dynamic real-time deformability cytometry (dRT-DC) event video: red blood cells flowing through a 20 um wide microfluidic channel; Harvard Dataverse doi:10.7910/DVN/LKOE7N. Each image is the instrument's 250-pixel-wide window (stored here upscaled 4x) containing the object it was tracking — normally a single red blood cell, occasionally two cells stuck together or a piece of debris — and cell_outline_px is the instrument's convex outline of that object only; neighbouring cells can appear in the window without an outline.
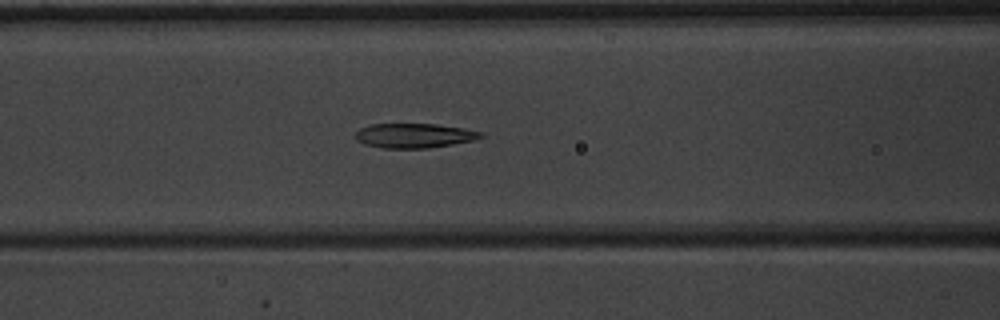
{"species": "common noctule bat (a hibernating species)", "species_latin": "Nyctalus noctula", "temperature_condition": "warm", "stored_images_in_passage": 51, "camera_frame_rate_fps": 3000, "um_per_image_px": 0.085, "animal": {"sex": "male", "body_mass_g": 20.1, "forearm_length_mm": 53.5}, "frame": {"image": 1, "passage_image": 21, "time_ms": 6.667, "image_size_px": [1000, 320], "cell_outline_px": [[484, 136], [476, 140], [428, 148], [380, 148], [364, 144], [356, 140], [356, 132], [360, 128], [372, 124], [436, 124], [464, 128], [484, 132]], "centroid_in_image_um": [35.23, 11.53], "position_along_channel_um": 131.4, "area_um2": 18.03}}
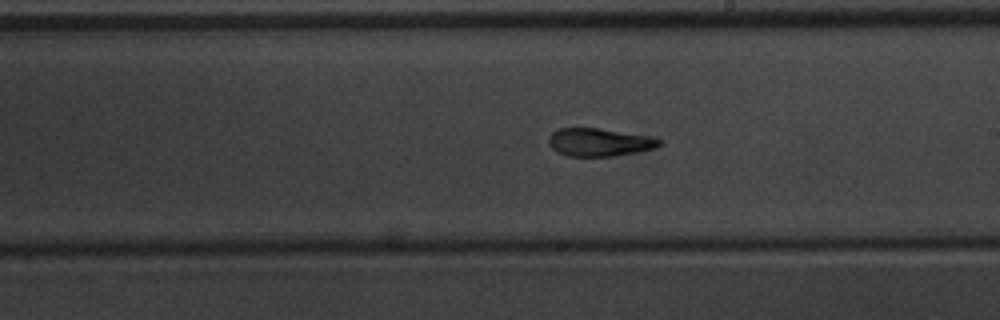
{"frame": {"image": 2, "passage_image": 29, "time_ms": 9.333, "image_size_px": [1000, 320], "cell_outline_px": [[664, 144], [652, 148], [636, 152], [612, 156], [568, 156], [556, 152], [548, 144], [548, 136], [556, 128], [600, 128], [648, 136], [664, 140]], "centroid_in_image_um": [50.91, 12.08], "position_along_channel_um": 238.1, "area_um2": 18.15}}
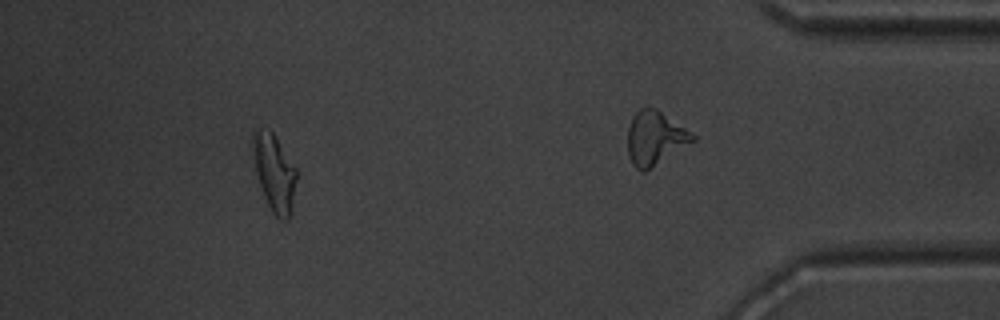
{"frame": {"image": 3, "passage_image": 46, "time_ms": 15.0, "image_size_px": [1000, 320], "cell_outline_px": [[296, 180], [288, 220], [280, 220], [272, 212], [264, 196], [256, 172], [252, 148], [252, 132], [256, 128], [268, 128], [272, 132], [296, 168]], "centroid_in_image_um": [23.29, 14.63], "position_along_channel_um": 411.9, "area_um2": 19.19}, "authors_computed_cell_mechanics": {"area_um2": 18.8428, "velocity_mm_per_s": 4.0154, "shape_relaxation_time_tau1_ms": 8.1055, "shape_relaxation_time_tau2_ms": 2.4733, "deformation_change_tau1": 0.2497, "deformation_change_tau2": 0.1163}}